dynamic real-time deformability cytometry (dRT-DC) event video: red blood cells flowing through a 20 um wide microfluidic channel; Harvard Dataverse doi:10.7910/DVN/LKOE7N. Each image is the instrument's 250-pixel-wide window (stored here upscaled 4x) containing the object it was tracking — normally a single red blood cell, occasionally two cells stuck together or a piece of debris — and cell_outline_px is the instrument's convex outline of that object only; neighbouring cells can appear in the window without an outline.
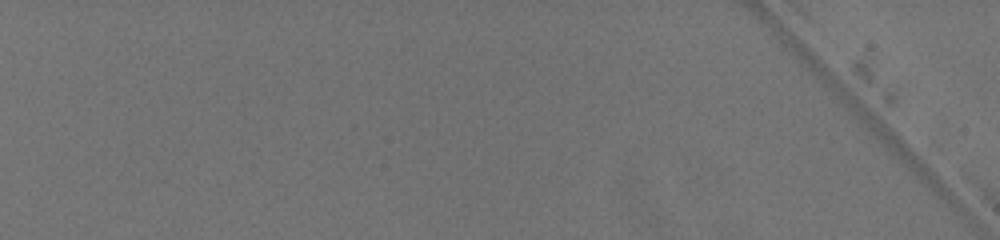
{"species": "common noctule bat (a hibernating species)", "species_latin": "Nyctalus noctula", "temperature_condition": "warm", "stored_images_in_passage": 2, "camera_frame_rate_fps": 3000, "um_per_image_px": 0.085, "animal": {"sex": "female", "body_mass_g": 19.5, "forearm_length_mm": 54.1}, "frame": {"image": 1, "passage_image": 2, "time_ms": 0.333, "image_size_px": [1000, 240], "cell_outline_px": [[956, 204], [940, 196], [868, 128], [844, 96], [844, 92], [848, 92], [884, 124], [924, 164]], "centroid_in_image_um": [76.21, 12.41], "position_along_channel_um": 8.8, "area_um2": 11.91}}